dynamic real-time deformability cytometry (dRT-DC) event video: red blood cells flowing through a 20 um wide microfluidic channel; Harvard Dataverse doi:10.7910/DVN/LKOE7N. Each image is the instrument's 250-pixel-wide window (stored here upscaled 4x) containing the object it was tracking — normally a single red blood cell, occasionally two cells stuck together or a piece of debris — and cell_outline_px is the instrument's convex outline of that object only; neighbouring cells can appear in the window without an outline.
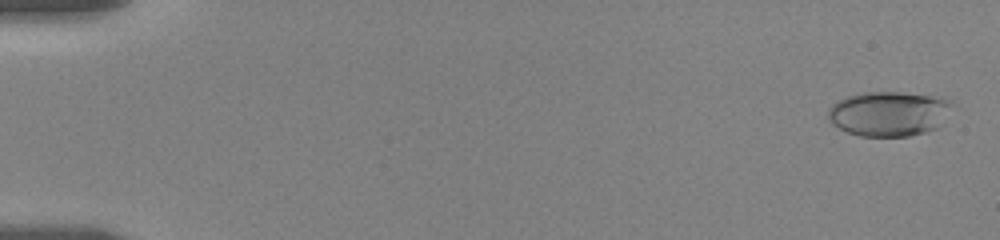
{"species": "human", "species_latin": "Homo sapiens", "temperature_condition": "room temperature", "stored_images_in_passage": 31, "camera_frame_rate_fps": 3000, "um_per_image_px": 0.085, "donor": {"sex": "female"}, "frame": {"image": 1, "passage_image": 1, "time_ms": 0.0, "image_size_px": [1000, 240], "cell_outline_px": [[952, 100], [936, 128], [924, 132], [908, 136], [860, 136], [848, 132], [832, 124], [828, 120], [828, 108], [832, 104], [848, 96], [864, 92], [900, 92], [940, 96]], "centroid_in_image_um": [75.49, 9.65], "position_along_channel_um": 9.5, "area_um2": 31.96}}
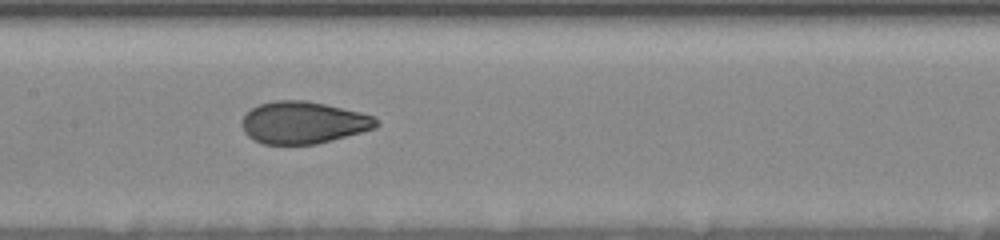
{"frame": {"image": 2, "passage_image": 17, "time_ms": 9.333, "image_size_px": [1000, 240], "cell_outline_px": [[380, 124], [376, 128], [316, 144], [264, 144], [252, 140], [244, 132], [240, 124], [244, 116], [252, 108], [260, 104], [272, 100], [304, 100], [324, 104], [360, 112], [376, 116]], "centroid_in_image_um": [25.77, 10.42], "position_along_channel_um": 181.6, "area_um2": 33.06}}
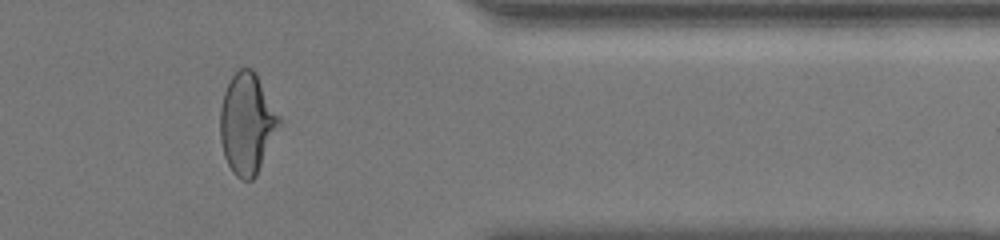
{"frame": {"image": 3, "passage_image": 27, "time_ms": 15.667, "image_size_px": [1000, 240], "cell_outline_px": [[284, 124], [256, 176], [252, 180], [240, 180], [232, 172], [224, 156], [220, 140], [220, 108], [224, 92], [232, 76], [240, 68], [252, 68], [256, 72], [280, 116]], "centroid_in_image_um": [21.04, 10.54], "position_along_channel_um": 390.4, "area_um2": 35.43}, "authors_computed_cell_mechanics": {"area_um2": 33.0616, "velocity_mm_per_s": 3.5107, "shape_relaxation_time_tau1_ms": 4.6963, "shape_relaxation_time_tau2_ms": 0.8601, "deformation_change_tau1": 0.1763, "deformation_change_tau2": 0.0517}}